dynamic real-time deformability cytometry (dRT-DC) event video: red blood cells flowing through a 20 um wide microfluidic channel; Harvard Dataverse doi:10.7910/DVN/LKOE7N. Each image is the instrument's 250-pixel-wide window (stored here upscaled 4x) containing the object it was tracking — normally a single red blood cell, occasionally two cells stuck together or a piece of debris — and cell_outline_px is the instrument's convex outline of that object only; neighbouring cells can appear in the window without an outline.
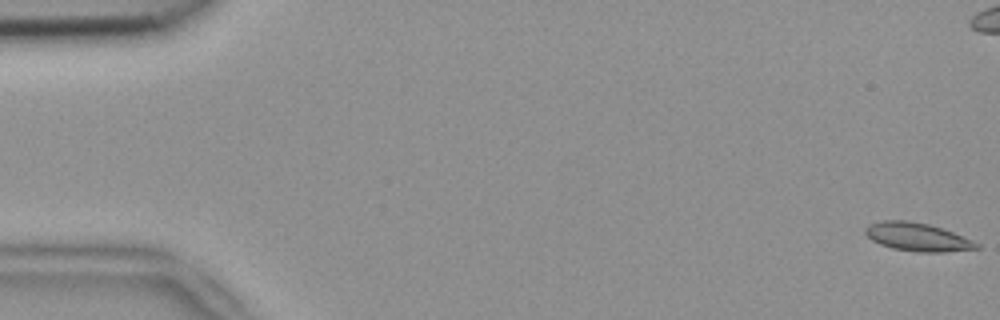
{"species": "common noctule bat (a hibernating species)", "species_latin": "Nyctalus noctula", "temperature_condition": "room temperature", "stored_images_in_passage": 55, "camera_frame_rate_fps": 3000, "um_per_image_px": 0.085, "animal": {"sex": "female", "body_mass_g": 18.4}, "frame": {"image": 1, "passage_image": 1, "time_ms": 0.0, "image_size_px": [1000, 320], "cell_outline_px": [[980, 248], [944, 252], [916, 252], [892, 248], [880, 244], [872, 240], [864, 232], [864, 228], [868, 224], [884, 220], [908, 220], [928, 224], [952, 232], [972, 240], [980, 244]], "centroid_in_image_um": [77.95, 20.14], "position_along_channel_um": 7.0, "area_um2": 18.26}}
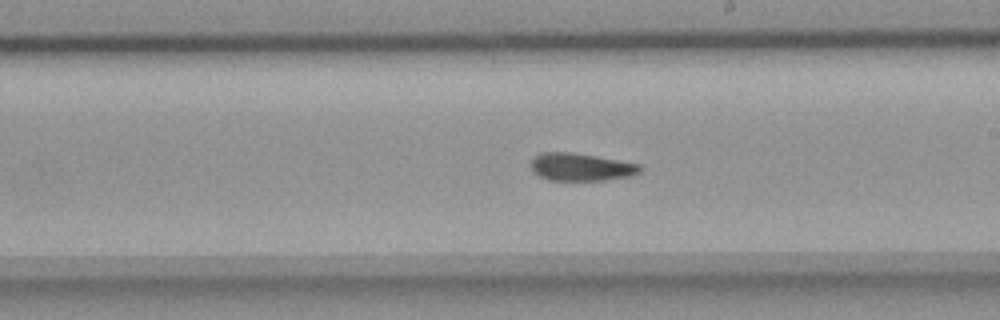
{"frame": {"image": 2, "passage_image": 31, "time_ms": 10.0, "image_size_px": [1000, 320], "cell_outline_px": [[640, 172], [632, 176], [604, 180], [548, 180], [540, 176], [532, 168], [532, 160], [540, 152], [572, 152], [640, 164]], "centroid_in_image_um": [49.4, 14.19], "position_along_channel_um": 239.6, "area_um2": 17.34}}
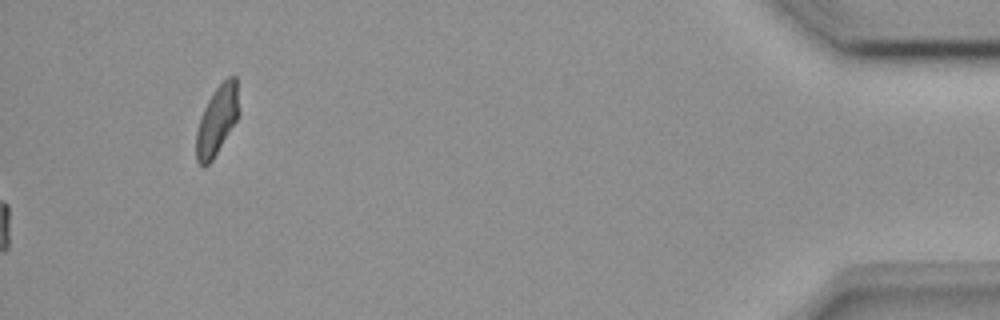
{"frame": {"image": 3, "passage_image": 55, "time_ms": 18.0, "image_size_px": [1000, 320], "cell_outline_px": [[240, 112], [236, 120], [212, 160], [204, 168], [196, 160], [196, 132], [200, 116], [208, 100], [216, 88], [228, 76], [236, 76]], "centroid_in_image_um": [18.44, 10.22], "position_along_channel_um": 416.8, "area_um2": 17.11}, "authors_computed_cell_mechanics": {"area_um2": 17.7446, "velocity_mm_per_s": 3.8033, "shape_relaxation_time_tau1_ms": null, "shape_relaxation_time_tau2_ms": 3.4857, "deformation_change_tau1": null, "deformation_change_tau2": 0.0655}}